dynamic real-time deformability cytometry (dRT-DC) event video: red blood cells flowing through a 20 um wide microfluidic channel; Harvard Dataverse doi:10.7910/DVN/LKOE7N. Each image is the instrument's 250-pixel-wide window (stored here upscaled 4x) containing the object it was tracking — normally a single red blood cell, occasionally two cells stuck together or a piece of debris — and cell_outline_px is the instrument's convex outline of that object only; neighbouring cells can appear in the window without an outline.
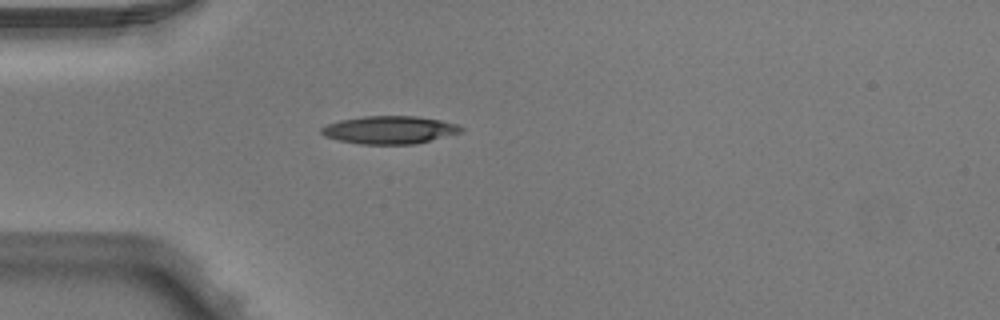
{"species": "Egyptian fruit bat (a non-hibernating species)", "species_latin": "Rousettus aegyptiacus", "temperature_condition": "warm", "stored_images_in_passage": 3, "camera_frame_rate_fps": 3000, "um_per_image_px": 0.085, "animal": {"sex": "male"}, "frame": {"image": 1, "passage_image": 3, "time_ms": 0.667, "image_size_px": [1000, 320], "cell_outline_px": [[464, 132], [416, 144], [360, 144], [340, 140], [324, 136], [320, 132], [320, 128], [328, 124], [340, 120], [364, 116], [416, 116], [440, 120], [456, 124], [464, 128]], "centroid_in_image_um": [33.14, 11.04], "position_along_channel_um": 51.9, "area_um2": 22.72}}